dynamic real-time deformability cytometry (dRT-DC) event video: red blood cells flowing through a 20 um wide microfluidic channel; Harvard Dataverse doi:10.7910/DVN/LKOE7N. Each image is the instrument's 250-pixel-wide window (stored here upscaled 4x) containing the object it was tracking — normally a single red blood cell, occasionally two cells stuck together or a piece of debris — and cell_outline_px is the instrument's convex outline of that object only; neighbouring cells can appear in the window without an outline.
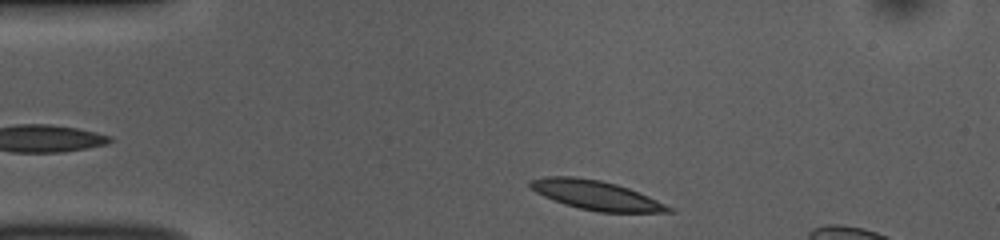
{"species": "common noctule bat (a hibernating species)", "species_latin": "Nyctalus noctula", "temperature_condition": "room temperature", "stored_images_in_passage": 35, "camera_frame_rate_fps": 3000, "um_per_image_px": 0.085, "animal": {"sex": "female", "body_mass_g": 10.0, "forearm_length_mm": 53.1}, "frame": {"image": 1, "passage_image": 1, "time_ms": 0.0, "image_size_px": [1000, 240], "cell_outline_px": [[676, 212], [600, 212], [580, 208], [564, 204], [552, 200], [536, 192], [528, 184], [528, 180], [544, 176], [576, 176], [600, 180], [616, 184], [628, 188], [648, 196], [672, 208]], "centroid_in_image_um": [50.61, 16.58], "position_along_channel_um": 34.4, "area_um2": 23.47}}
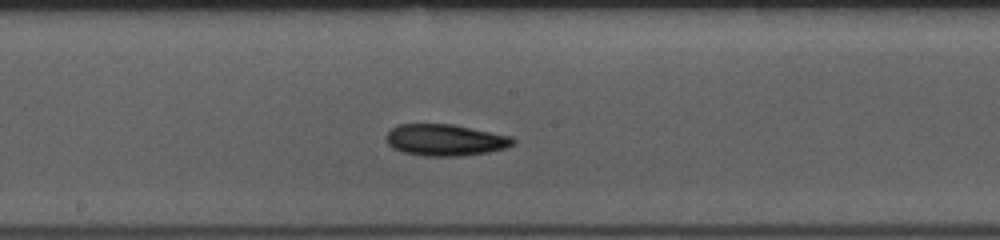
{"frame": {"image": 2, "passage_image": 18, "time_ms": 5.667, "image_size_px": [1000, 240], "cell_outline_px": [[516, 140], [512, 144], [504, 148], [488, 152], [456, 156], [424, 156], [404, 152], [392, 148], [388, 144], [384, 136], [396, 124], [452, 124], [512, 136]], "centroid_in_image_um": [37.81, 11.89], "position_along_channel_um": 210.4, "area_um2": 23.29}}
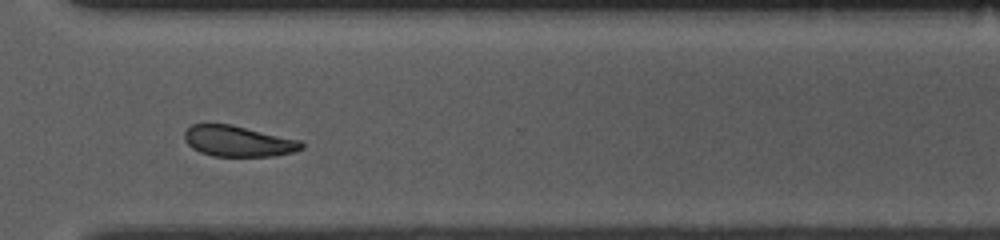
{"frame": {"image": 3, "passage_image": 29, "time_ms": 9.333, "image_size_px": [1000, 240], "cell_outline_px": [[304, 148], [296, 152], [272, 156], [212, 156], [200, 152], [192, 148], [184, 140], [184, 132], [192, 124], [232, 124], [300, 140], [304, 144]], "centroid_in_image_um": [20.26, 12.0], "position_along_channel_um": 350.3, "area_um2": 21.15}, "authors_computed_cell_mechanics": {"area_um2": 22.4842, "velocity_mm_per_s": 3.8189, "shape_relaxation_time_tau1_ms": 3.8291, "shape_relaxation_time_tau2_ms": 7.6588, "deformation_change_tau1": 0.0976, "deformation_change_tau2": 0.1127}}